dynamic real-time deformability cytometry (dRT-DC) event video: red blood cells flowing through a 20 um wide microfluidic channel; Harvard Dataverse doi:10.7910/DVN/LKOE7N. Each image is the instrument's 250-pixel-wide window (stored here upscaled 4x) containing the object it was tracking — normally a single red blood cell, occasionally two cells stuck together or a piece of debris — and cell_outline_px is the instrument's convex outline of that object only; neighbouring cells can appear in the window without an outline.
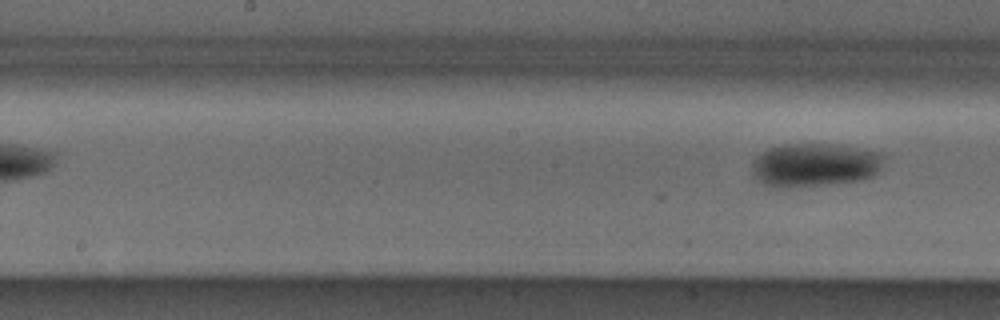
{"species": "Egyptian fruit bat (a non-hibernating species)", "species_latin": "Rousettus aegyptiacus", "temperature_condition": "cold", "stored_images_in_passage": 9, "segment_of_instrument_passage": [2, 2], "camera_frame_rate_fps": 3000, "um_per_image_px": 0.085, "animal": {"sex": "male"}, "frame": {"image": 1, "passage_image": 9, "time_ms": 2.667, "image_size_px": [1000, 320], "cell_outline_px": [[884, 160], [880, 172], [872, 176], [860, 180], [832, 184], [776, 188], [764, 184], [752, 176], [752, 164], [756, 156], [768, 148], [784, 144], [832, 144], [880, 152], [884, 156]], "centroid_in_image_um": [69.24, 14.02], "position_along_channel_um": 179.0, "area_um2": 33.7}}